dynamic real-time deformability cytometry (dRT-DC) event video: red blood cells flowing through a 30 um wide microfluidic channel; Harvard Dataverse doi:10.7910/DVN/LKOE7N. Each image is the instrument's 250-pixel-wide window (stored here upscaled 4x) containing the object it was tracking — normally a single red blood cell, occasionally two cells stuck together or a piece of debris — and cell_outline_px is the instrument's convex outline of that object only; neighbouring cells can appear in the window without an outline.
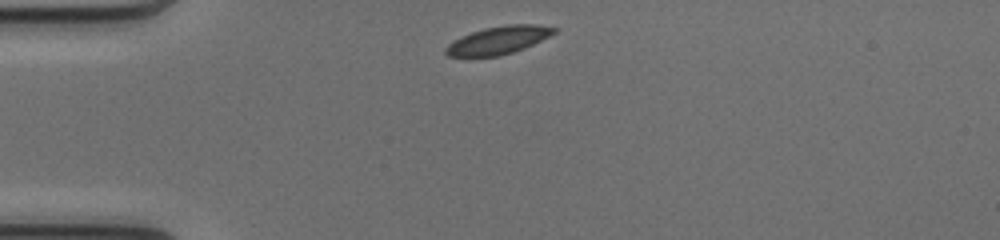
{"species": "common noctule bat (a hibernating species)", "species_latin": "Nyctalus noctula", "temperature_condition": "cold", "stored_images_in_passage": 39, "camera_frame_rate_fps": 3000, "um_per_image_px": 0.085, "animal": {"sex": "female", "body_mass_g": 17.0, "forearm_length_mm": 48.0}, "frame": {"image": 1, "passage_image": 1, "time_ms": 0.0, "image_size_px": [1000, 240], "cell_outline_px": [[560, 28], [556, 32], [524, 48], [500, 56], [448, 56], [444, 52], [444, 48], [448, 44], [460, 36], [484, 28], [508, 24], [536, 24]], "centroid_in_image_um": [42.35, 3.4], "position_along_channel_um": 42.6, "area_um2": 17.51}}
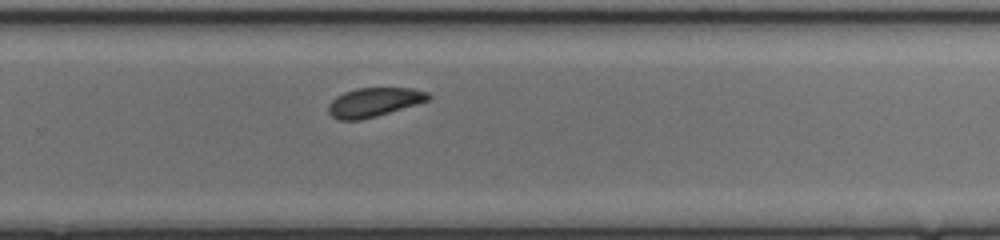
{"frame": {"image": 2, "passage_image": 22, "time_ms": 7.0, "image_size_px": [1000, 240], "cell_outline_px": [[432, 96], [428, 100], [416, 104], [376, 116], [360, 120], [340, 120], [332, 116], [328, 112], [328, 104], [336, 96], [344, 92], [356, 88], [412, 88], [428, 92]], "centroid_in_image_um": [31.77, 8.68], "position_along_channel_um": 298.0, "area_um2": 16.82}}
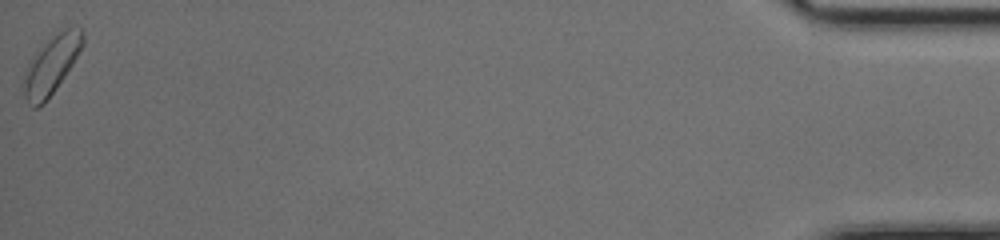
{"frame": {"image": 3, "passage_image": 39, "time_ms": 12.667, "image_size_px": [1000, 240], "cell_outline_px": [[84, 44], [72, 64], [64, 76], [44, 104], [36, 108], [32, 108], [28, 104], [24, 96], [24, 80], [28, 64], [32, 56], [52, 32], [68, 28], [80, 28], [84, 32]], "centroid_in_image_um": [4.36, 5.48], "position_along_channel_um": 430.8, "area_um2": 20.0}, "authors_computed_cell_mechanics": {"area_um2": 17.629, "velocity_mm_per_s": 4.0729, "shape_relaxation_time_tau1_ms": null, "shape_relaxation_time_tau2_ms": 8.9502, "deformation_change_tau1": null, "deformation_change_tau2": 0.0913}}